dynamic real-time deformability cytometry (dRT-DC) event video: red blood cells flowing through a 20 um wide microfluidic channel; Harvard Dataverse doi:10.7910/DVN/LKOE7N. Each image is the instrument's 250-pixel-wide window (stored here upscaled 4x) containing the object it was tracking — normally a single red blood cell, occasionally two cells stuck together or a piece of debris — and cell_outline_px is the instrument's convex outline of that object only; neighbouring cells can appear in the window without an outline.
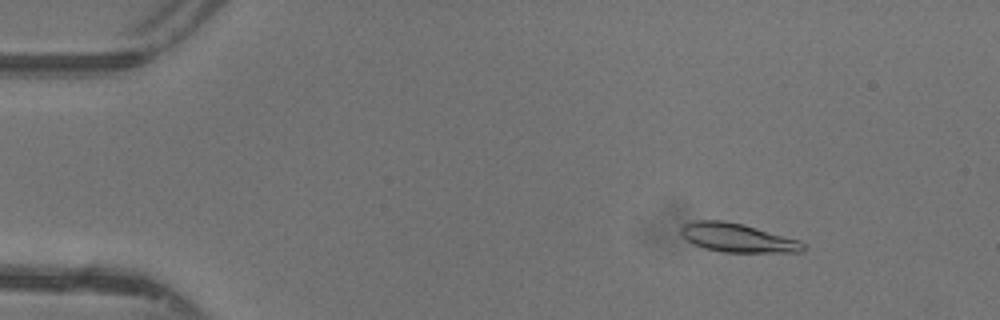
{"species": "common noctule bat (a hibernating species)", "species_latin": "Nyctalus noctula", "temperature_condition": "warm", "stored_images_in_passage": 48, "camera_frame_rate_fps": 3000, "um_per_image_px": 0.085, "animal": {"sex": "female"}, "frame": {"image": 1, "passage_image": 7, "time_ms": 2.0, "image_size_px": [1000, 320], "cell_outline_px": [[808, 248], [804, 252], [724, 252], [704, 248], [692, 244], [680, 232], [680, 228], [684, 224], [696, 220], [724, 220], [744, 224], [800, 240]], "centroid_in_image_um": [62.72, 20.21], "position_along_channel_um": 22.3, "area_um2": 20.63}}
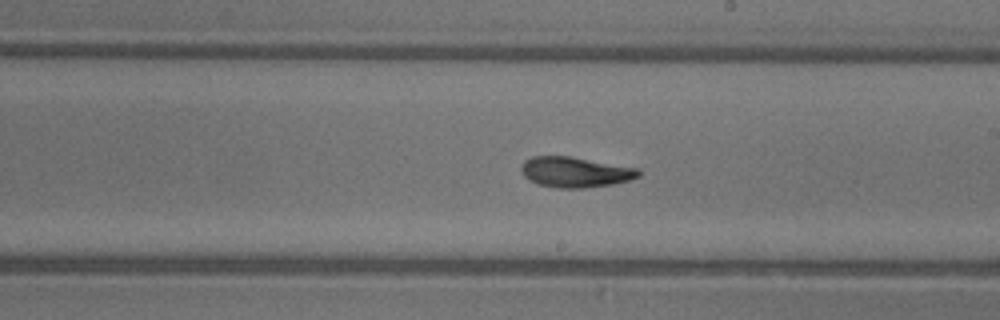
{"frame": {"image": 2, "passage_image": 28, "time_ms": 9.0, "image_size_px": [1000, 320], "cell_outline_px": [[640, 176], [628, 180], [612, 184], [584, 188], [556, 188], [536, 184], [524, 176], [520, 168], [524, 160], [532, 156], [572, 156], [640, 168]], "centroid_in_image_um": [48.89, 14.62], "position_along_channel_um": 240.1, "area_um2": 21.04}}
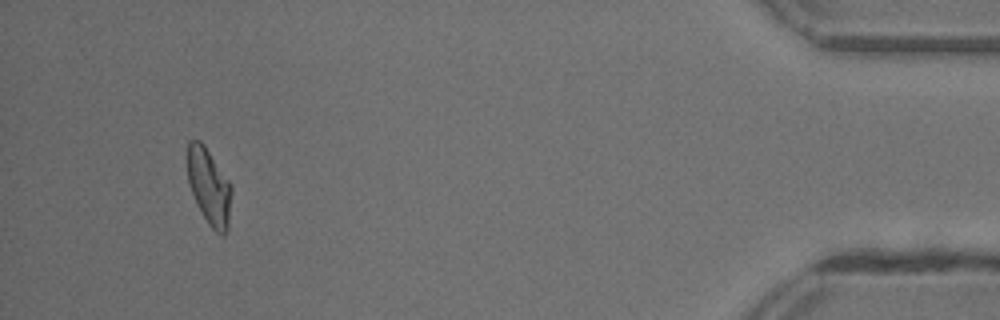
{"frame": {"image": 3, "passage_image": 45, "time_ms": 14.667, "image_size_px": [1000, 320], "cell_outline_px": [[232, 192], [228, 232], [224, 236], [216, 232], [208, 224], [196, 204], [188, 184], [188, 140], [200, 140], [204, 144], [232, 184]], "centroid_in_image_um": [17.8, 15.89], "position_along_channel_um": 417.4, "area_um2": 19.94}, "authors_computed_cell_mechanics": {"area_um2": 20.2589, "velocity_mm_per_s": 4.4103, "shape_relaxation_time_tau1_ms": 3.802, "shape_relaxation_time_tau2_ms": 2.1501, "deformation_change_tau1": 0.1698, "deformation_change_tau2": 0.0932}}